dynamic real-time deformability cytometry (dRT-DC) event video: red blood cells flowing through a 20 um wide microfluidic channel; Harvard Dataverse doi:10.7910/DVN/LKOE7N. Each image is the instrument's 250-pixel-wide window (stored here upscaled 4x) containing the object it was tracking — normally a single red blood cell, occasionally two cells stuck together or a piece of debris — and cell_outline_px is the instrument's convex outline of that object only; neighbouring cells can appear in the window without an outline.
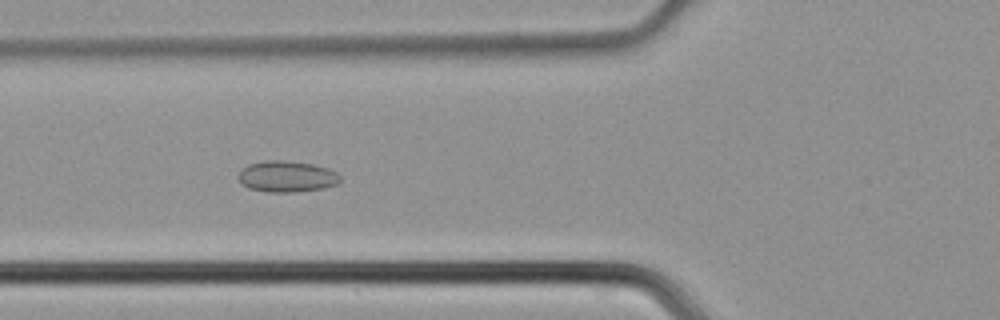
{"species": "common noctule bat (a hibernating species)", "species_latin": "Nyctalus noctula", "temperature_condition": "cold", "stored_images_in_passage": 41, "camera_frame_rate_fps": 3000, "um_per_image_px": 0.085, "animal": {"sex": "male", "body_mass_g": 21.5, "forearm_length_mm": 52.0}, "frame": {"image": 1, "passage_image": 18, "time_ms": 5.667, "image_size_px": [1000, 320], "cell_outline_px": [[340, 180], [336, 184], [324, 188], [292, 192], [268, 192], [248, 188], [240, 184], [236, 176], [248, 164], [264, 160], [284, 160], [312, 164], [328, 168], [336, 172], [340, 176]], "centroid_in_image_um": [24.34, 15.0], "position_along_channel_um": 101.5, "area_um2": 18.61}}
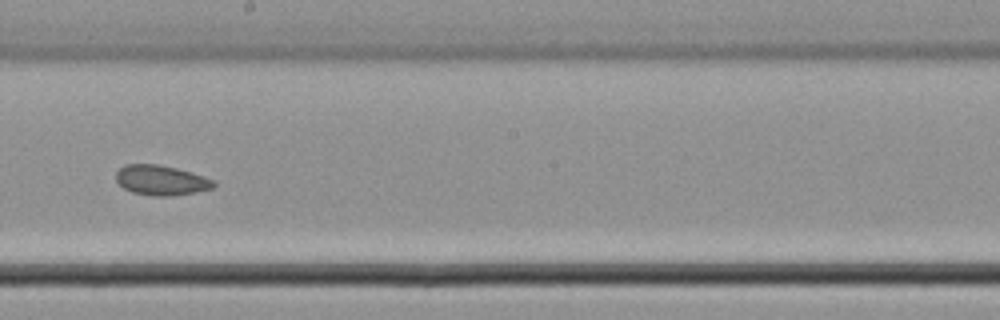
{"frame": {"image": 2, "passage_image": 27, "time_ms": 8.667, "image_size_px": [1000, 320], "cell_outline_px": [[216, 184], [212, 188], [172, 196], [152, 196], [132, 192], [124, 188], [116, 180], [116, 172], [124, 164], [156, 164], [176, 168], [192, 172], [216, 180]], "centroid_in_image_um": [13.7, 15.31], "position_along_channel_um": 234.5, "area_um2": 17.05}}
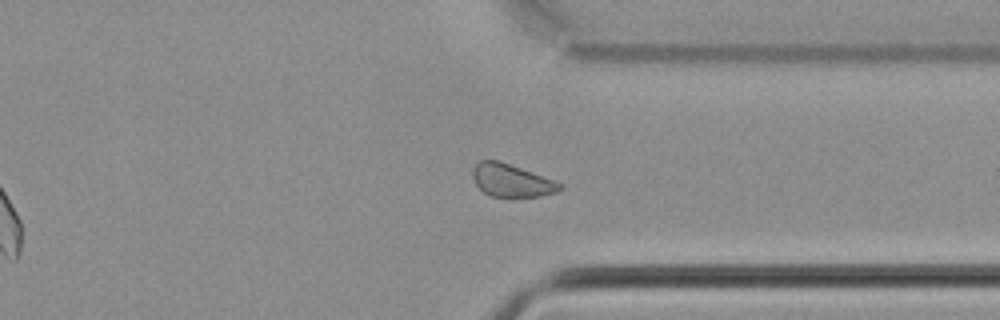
{"frame": {"image": 3, "passage_image": 36, "time_ms": 11.667, "image_size_px": [1000, 320], "cell_outline_px": [[564, 188], [556, 192], [540, 196], [508, 200], [492, 196], [484, 192], [476, 184], [472, 176], [472, 168], [480, 160], [500, 160], [564, 184]], "centroid_in_image_um": [43.49, 15.38], "position_along_channel_um": 367.9, "area_um2": 17.22}}